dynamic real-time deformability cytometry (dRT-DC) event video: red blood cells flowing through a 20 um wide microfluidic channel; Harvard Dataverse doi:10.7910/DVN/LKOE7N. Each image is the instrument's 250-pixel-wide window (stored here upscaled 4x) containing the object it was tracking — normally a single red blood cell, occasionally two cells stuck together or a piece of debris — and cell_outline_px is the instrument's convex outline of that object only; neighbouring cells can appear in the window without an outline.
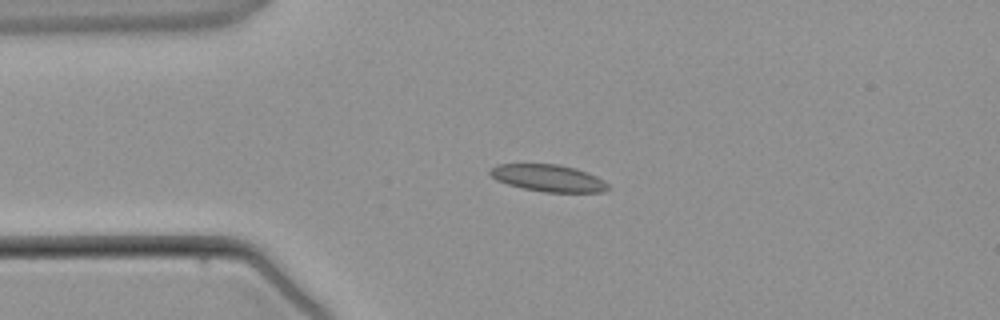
{"species": "common noctule bat (a hibernating species)", "species_latin": "Nyctalus noctula", "temperature_condition": "warm", "stored_images_in_passage": 5, "camera_frame_rate_fps": 3000, "um_per_image_px": 0.085, "animal": {"sex": "male", "body_mass_g": 21.5, "forearm_length_mm": 52.0}, "frame": {"image": 1, "passage_image": 3, "time_ms": 2.333, "image_size_px": [1000, 320], "cell_outline_px": [[612, 188], [604, 192], [544, 192], [524, 188], [508, 184], [496, 180], [488, 172], [496, 164], [560, 164], [576, 168], [596, 176], [604, 180]], "centroid_in_image_um": [46.64, 15.13], "position_along_channel_um": 38.4, "area_um2": 18.61}}